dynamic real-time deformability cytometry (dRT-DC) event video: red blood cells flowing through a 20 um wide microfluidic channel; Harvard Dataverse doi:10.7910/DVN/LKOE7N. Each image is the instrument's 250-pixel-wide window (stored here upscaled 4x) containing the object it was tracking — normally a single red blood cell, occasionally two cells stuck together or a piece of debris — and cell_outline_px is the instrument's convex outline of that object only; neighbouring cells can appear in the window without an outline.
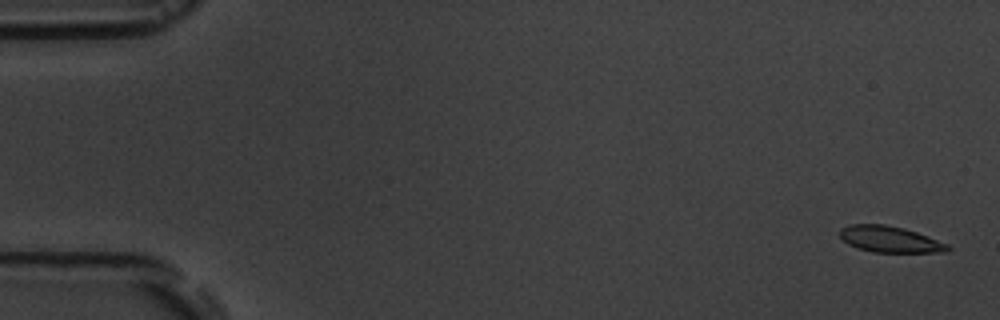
{"species": "common noctule bat (a hibernating species)", "species_latin": "Nyctalus noctula", "temperature_condition": "room temperature", "stored_images_in_passage": 6, "camera_frame_rate_fps": 3000, "um_per_image_px": 0.085, "animal": {"sex": "male", "body_mass_g": 19.5, "forearm_length_mm": 54.6}, "frame": {"image": 1, "passage_image": 1, "time_ms": 0.0, "image_size_px": [1000, 320], "cell_outline_px": [[952, 248], [948, 252], [872, 252], [856, 248], [848, 244], [840, 236], [840, 228], [848, 224], [884, 224], [904, 228], [928, 236], [948, 244]], "centroid_in_image_um": [75.64, 20.34], "position_along_channel_um": 9.4, "area_um2": 16.59}}
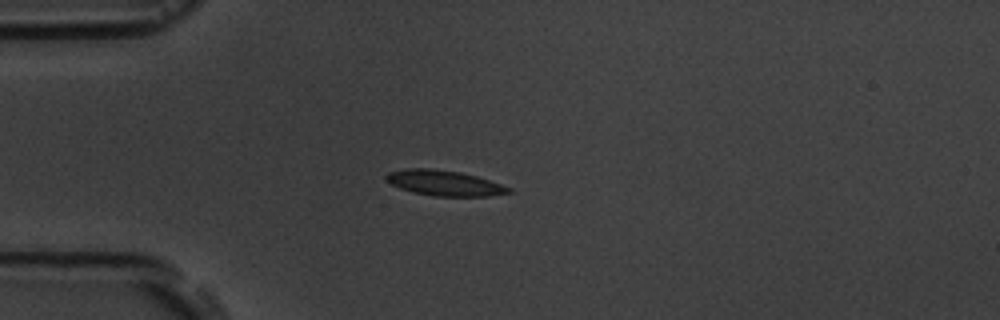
{"frame": {"image": 2, "passage_image": 4, "time_ms": 4.333, "image_size_px": [1000, 320], "cell_outline_px": [[512, 192], [488, 196], [432, 196], [412, 192], [400, 188], [384, 180], [384, 176], [388, 172], [404, 168], [432, 168], [460, 172], [476, 176], [512, 188]], "centroid_in_image_um": [37.71, 15.55], "position_along_channel_um": 47.3, "area_um2": 18.21}}
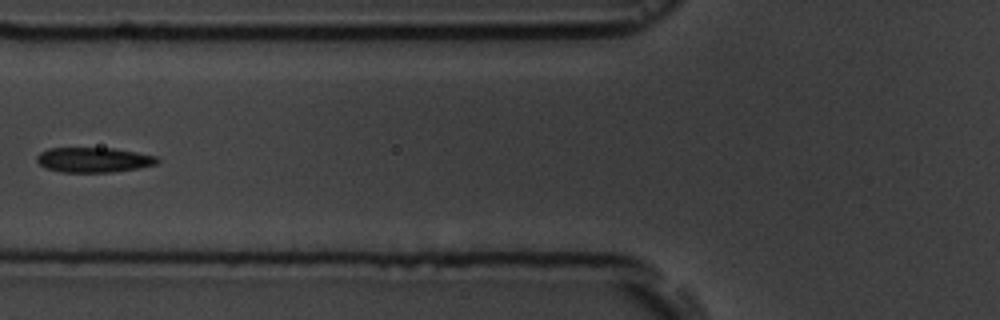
{"frame": {"image": 3, "passage_image": 6, "time_ms": 6.667, "image_size_px": [1000, 320], "cell_outline_px": [[160, 160], [156, 164], [136, 168], [112, 172], [60, 172], [44, 168], [36, 160], [36, 156], [40, 152], [48, 148], [112, 148], [136, 152], [156, 156]], "centroid_in_image_um": [7.92, 13.58], "position_along_channel_um": 117.9, "area_um2": 17.51}}